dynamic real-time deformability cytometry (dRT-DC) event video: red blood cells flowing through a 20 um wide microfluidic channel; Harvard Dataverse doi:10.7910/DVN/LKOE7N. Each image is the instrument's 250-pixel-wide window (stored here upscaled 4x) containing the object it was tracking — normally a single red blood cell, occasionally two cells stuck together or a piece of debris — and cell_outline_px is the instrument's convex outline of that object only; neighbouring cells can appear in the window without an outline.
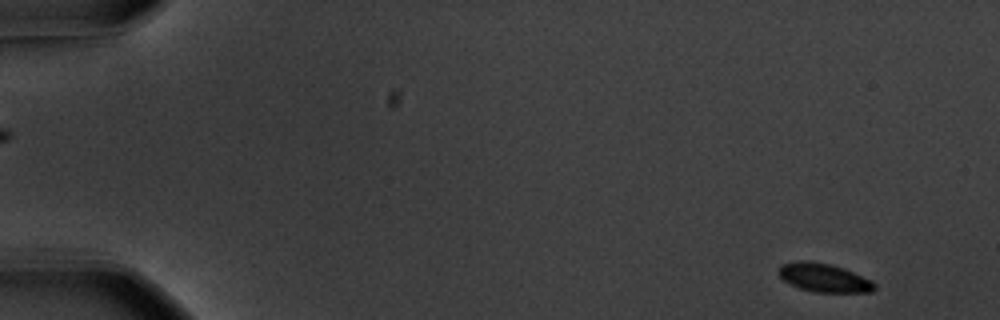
{"species": "common noctule bat (a hibernating species)", "species_latin": "Nyctalus noctula", "temperature_condition": "warm", "stored_images_in_passage": 57, "camera_frame_rate_fps": 3000, "um_per_image_px": 0.085, "animal": {"sex": "male", "body_mass_g": 20.1, "forearm_length_mm": 53.5}, "frame": {"image": 1, "passage_image": 4, "time_ms": 1.0, "image_size_px": [1000, 320], "cell_outline_px": [[876, 288], [872, 292], [816, 292], [800, 288], [788, 284], [780, 276], [780, 264], [800, 260], [812, 260], [844, 268], [872, 280], [876, 284]], "centroid_in_image_um": [70.05, 23.6], "position_along_channel_um": 14.9, "area_um2": 16.01}}
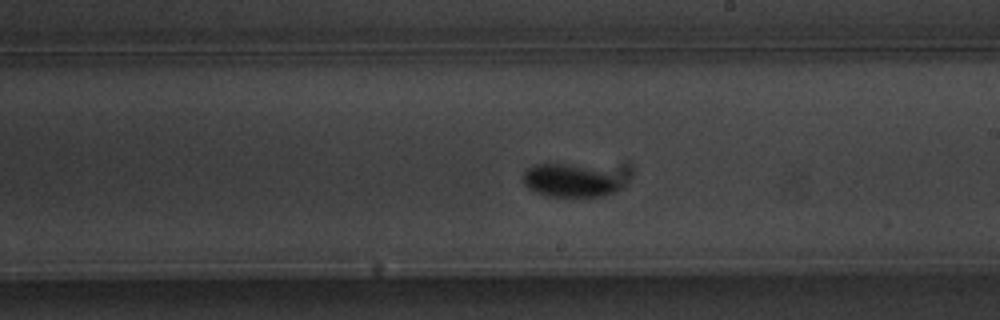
{"frame": {"image": 2, "passage_image": 34, "time_ms": 11.0, "image_size_px": [1000, 320], "cell_outline_px": [[620, 188], [616, 192], [608, 196], [548, 196], [536, 192], [528, 188], [520, 180], [520, 176], [528, 168], [536, 164], [568, 164], [600, 172], [616, 180], [620, 184]], "centroid_in_image_um": [48.29, 15.39], "position_along_channel_um": 240.7, "area_um2": 18.21}}
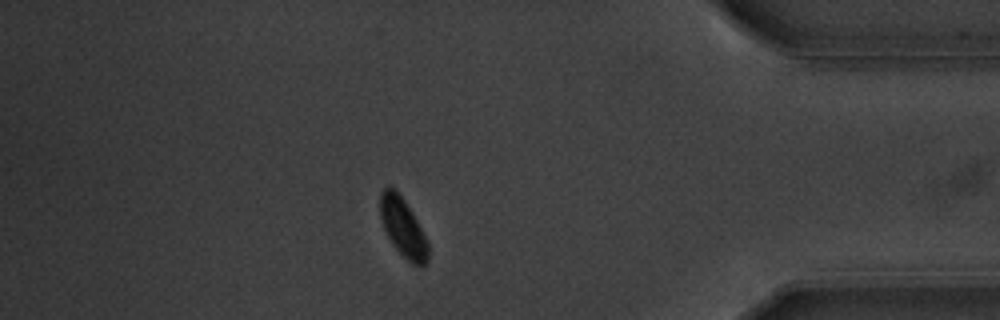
{"frame": {"image": 3, "passage_image": 50, "time_ms": 16.333, "image_size_px": [1000, 320], "cell_outline_px": [[428, 260], [424, 264], [412, 264], [392, 244], [384, 228], [380, 216], [380, 192], [388, 184], [396, 188], [412, 212], [428, 244]], "centroid_in_image_um": [34.21, 19.26], "position_along_channel_um": 401.0, "area_um2": 16.13}, "authors_computed_cell_mechanics": {"area_um2": 16.8776, "velocity_mm_per_s": 3.5866, "shape_relaxation_time_tau1_ms": 5.9616, "shape_relaxation_time_tau2_ms": null, "deformation_change_tau1": 0.1552, "deformation_change_tau2": null}}